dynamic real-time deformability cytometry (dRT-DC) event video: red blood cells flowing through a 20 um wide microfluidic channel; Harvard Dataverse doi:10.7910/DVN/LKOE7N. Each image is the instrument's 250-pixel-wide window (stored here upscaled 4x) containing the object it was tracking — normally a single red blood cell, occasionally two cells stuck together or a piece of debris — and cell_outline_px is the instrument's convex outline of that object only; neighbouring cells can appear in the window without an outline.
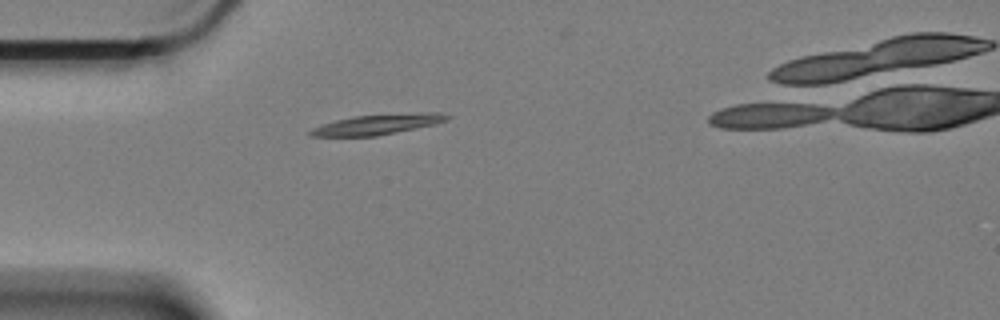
{"species": "Egyptian fruit bat (a non-hibernating species)", "species_latin": "Rousettus aegyptiacus", "temperature_condition": "cold", "stored_images_in_passage": 33, "camera_frame_rate_fps": 3000, "um_per_image_px": 0.085, "animal": {"sex": "female"}, "frame": {"image": 1, "passage_image": 1, "time_ms": 0.0, "image_size_px": [1000, 320], "cell_outline_px": [[452, 116], [448, 120], [436, 124], [376, 136], [308, 136], [308, 132], [312, 128], [336, 120], [356, 116], [420, 112], [440, 112]], "centroid_in_image_um": [32.15, 10.56], "position_along_channel_um": 52.9, "area_um2": 16.07}}
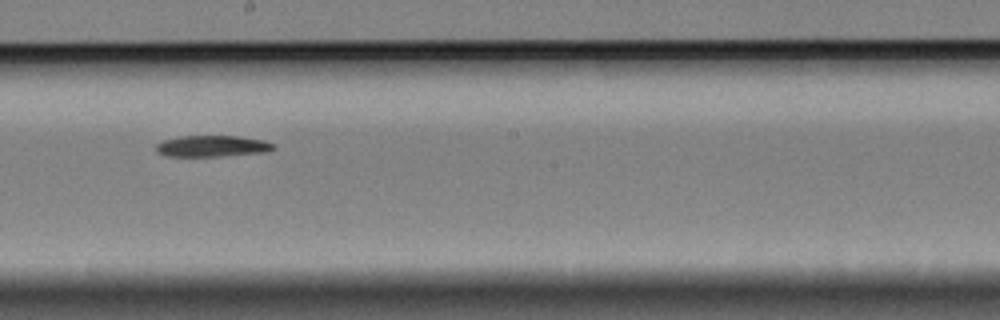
{"frame": {"image": 2, "passage_image": 18, "time_ms": 5.667, "image_size_px": [1000, 320], "cell_outline_px": [[276, 148], [268, 152], [220, 156], [164, 156], [156, 152], [156, 144], [164, 140], [180, 136], [240, 136], [264, 140], [276, 144]], "centroid_in_image_um": [18.07, 12.42], "position_along_channel_um": 230.1, "area_um2": 14.74}}
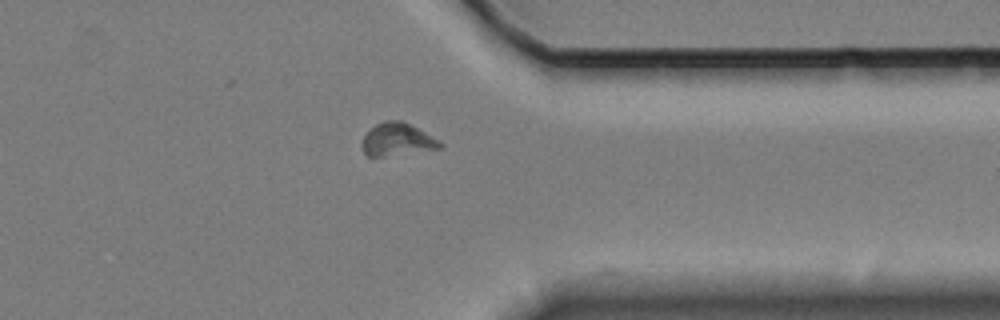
{"frame": {"image": 3, "passage_image": 32, "time_ms": 10.333, "image_size_px": [1000, 320], "cell_outline_px": [[444, 144], [440, 148], [384, 156], [368, 156], [364, 152], [364, 136], [368, 128], [384, 120], [400, 120], [440, 140]], "centroid_in_image_um": [33.76, 11.84], "position_along_channel_um": 377.6, "area_um2": 14.51}}